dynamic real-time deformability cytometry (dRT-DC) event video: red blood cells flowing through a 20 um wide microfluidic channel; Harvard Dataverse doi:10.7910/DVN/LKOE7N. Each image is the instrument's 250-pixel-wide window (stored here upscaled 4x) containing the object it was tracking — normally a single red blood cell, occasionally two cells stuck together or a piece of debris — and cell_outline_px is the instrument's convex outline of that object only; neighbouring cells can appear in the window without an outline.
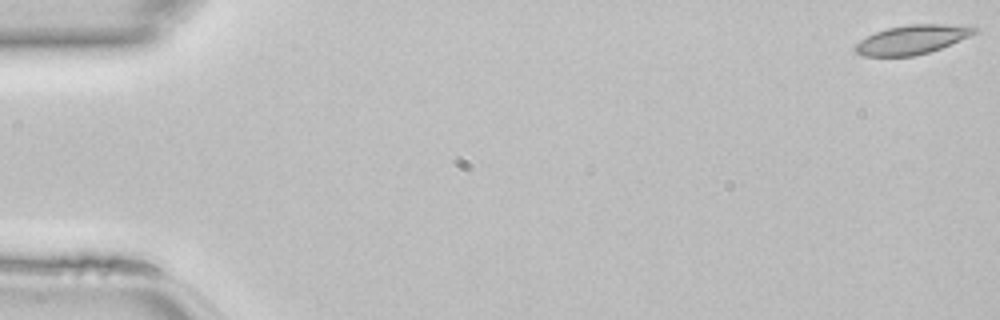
{"species": "common noctule bat (a hibernating species)", "species_latin": "Nyctalus noctula", "temperature_condition": "room temperature", "stored_images_in_passage": 10, "camera_frame_rate_fps": 3000, "um_per_image_px": 0.085, "animal": {"sex": "female", "body_mass_g": 22.7, "forearm_length_mm": 54.2}, "frame": {"image": 1, "passage_image": 1, "time_ms": 0.0, "image_size_px": [1000, 320], "cell_outline_px": [[980, 32], [940, 48], [916, 56], [864, 56], [856, 52], [852, 48], [860, 40], [876, 32], [888, 28], [908, 24], [976, 24], [980, 28]], "centroid_in_image_um": [77.63, 3.34], "position_along_channel_um": 7.4, "area_um2": 20.58}}